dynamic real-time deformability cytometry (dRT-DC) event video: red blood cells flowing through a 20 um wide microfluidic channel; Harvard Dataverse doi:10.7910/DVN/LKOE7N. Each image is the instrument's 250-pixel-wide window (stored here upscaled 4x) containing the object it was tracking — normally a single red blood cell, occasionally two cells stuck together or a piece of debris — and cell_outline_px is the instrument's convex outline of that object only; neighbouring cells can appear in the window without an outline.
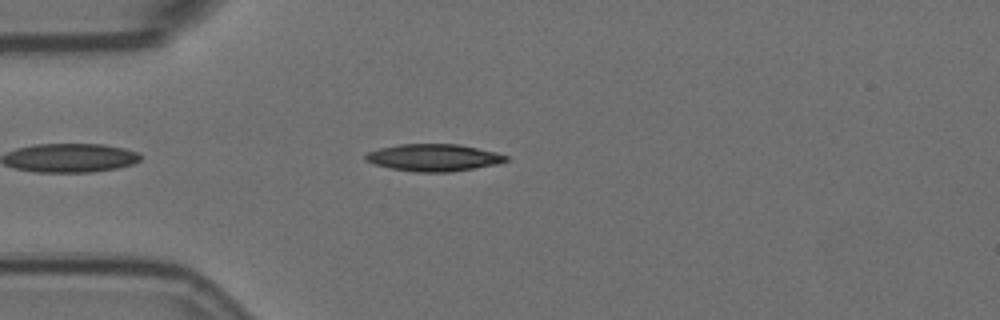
{"species": "Egyptian fruit bat (a non-hibernating species)", "species_latin": "Rousettus aegyptiacus", "temperature_condition": "room temperature", "stored_images_in_passage": 2, "camera_frame_rate_fps": 3000, "um_per_image_px": 0.085, "animal": {"sex": "female"}, "frame": {"image": 1, "passage_image": 2, "time_ms": 0.333, "image_size_px": [1000, 320], "cell_outline_px": [[508, 160], [496, 164], [448, 172], [416, 172], [392, 168], [376, 164], [364, 160], [364, 156], [368, 152], [380, 148], [400, 144], [456, 144], [496, 152], [508, 156]], "centroid_in_image_um": [36.84, 13.39], "position_along_channel_um": 48.2, "area_um2": 21.85}}